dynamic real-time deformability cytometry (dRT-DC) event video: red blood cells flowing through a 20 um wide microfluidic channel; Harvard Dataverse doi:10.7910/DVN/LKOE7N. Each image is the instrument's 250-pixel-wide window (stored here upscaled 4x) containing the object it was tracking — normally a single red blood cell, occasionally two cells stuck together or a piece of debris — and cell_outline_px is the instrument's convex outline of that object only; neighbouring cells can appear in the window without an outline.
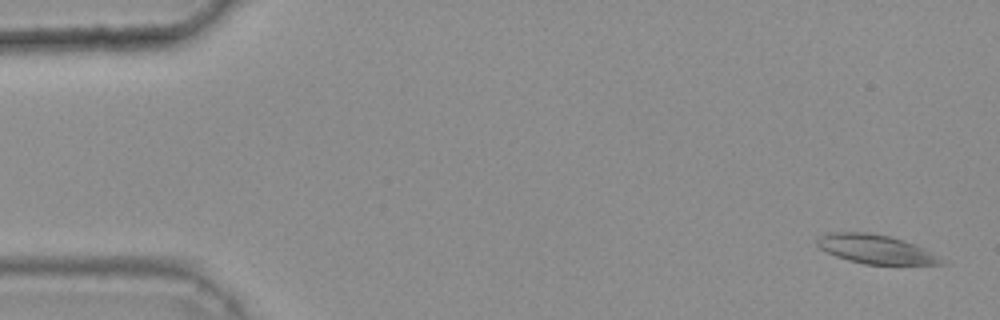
{"species": "common noctule bat (a hibernating species)", "species_latin": "Nyctalus noctula", "temperature_condition": "warm", "stored_images_in_passage": 6, "camera_frame_rate_fps": 3000, "um_per_image_px": 0.085, "animal": {"sex": "female", "body_mass_g": 25.1}, "frame": {"image": 1, "passage_image": 2, "time_ms": 0.333, "image_size_px": [1000, 320], "cell_outline_px": [[948, 264], [864, 264], [848, 260], [836, 256], [820, 248], [816, 244], [816, 236], [828, 232], [868, 232], [888, 236], [924, 248]], "centroid_in_image_um": [74.34, 21.17], "position_along_channel_um": 10.7, "area_um2": 20.63}}